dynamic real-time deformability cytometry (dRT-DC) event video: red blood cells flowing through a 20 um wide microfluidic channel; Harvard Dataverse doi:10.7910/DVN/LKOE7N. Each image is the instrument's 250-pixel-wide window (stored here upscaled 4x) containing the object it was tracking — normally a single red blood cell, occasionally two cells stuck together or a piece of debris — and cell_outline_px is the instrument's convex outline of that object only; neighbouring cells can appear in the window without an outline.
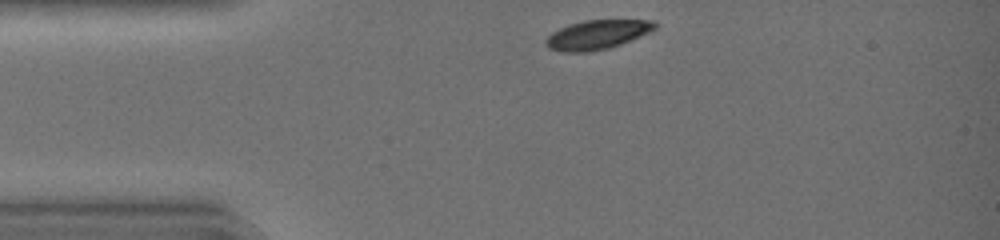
{"species": "common noctule bat (a hibernating species)", "species_latin": "Nyctalus noctula", "temperature_condition": "warm", "stored_images_in_passage": 30, "camera_frame_rate_fps": 3000, "um_per_image_px": 0.085, "animal": {"sex": "female", "body_mass_g": 19.0, "forearm_length_mm": 51.5}, "frame": {"image": 1, "passage_image": 1, "time_ms": 0.0, "image_size_px": [1000, 240], "cell_outline_px": [[656, 28], [640, 36], [620, 44], [608, 48], [588, 52], [564, 52], [548, 48], [544, 44], [544, 40], [552, 32], [568, 24], [584, 20], [652, 20], [656, 24]], "centroid_in_image_um": [50.7, 2.95], "position_along_channel_um": 34.3, "area_um2": 18.5}}
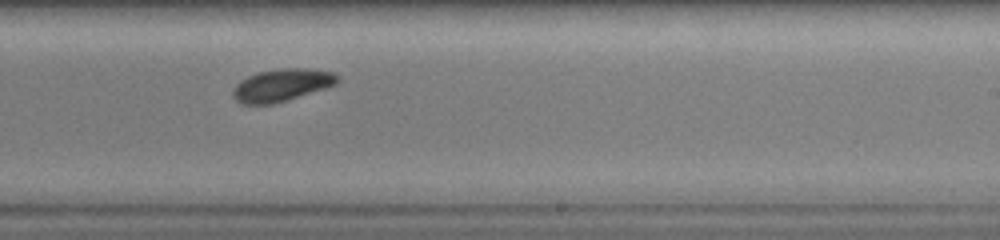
{"frame": {"image": 2, "passage_image": 19, "time_ms": 6.0, "image_size_px": [1000, 240], "cell_outline_px": [[340, 80], [336, 84], [328, 88], [288, 100], [272, 104], [244, 104], [236, 100], [232, 96], [232, 88], [240, 80], [248, 76], [260, 72], [284, 68], [308, 68], [332, 72], [340, 76]], "centroid_in_image_um": [23.98, 7.24], "position_along_channel_um": 265.0, "area_um2": 19.94}}
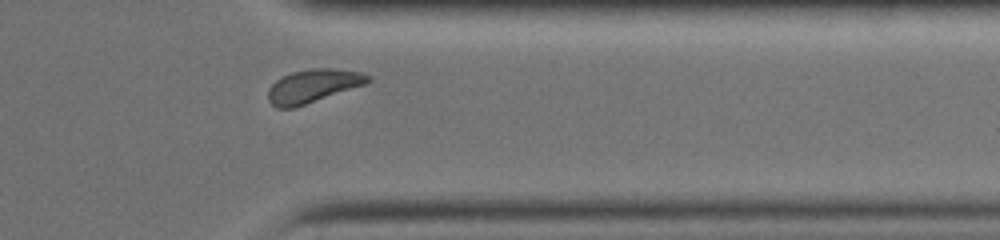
{"frame": {"image": 3, "passage_image": 27, "time_ms": 8.667, "image_size_px": [1000, 240], "cell_outline_px": [[372, 80], [364, 84], [292, 108], [276, 108], [268, 100], [268, 88], [280, 76], [292, 72], [308, 68], [332, 68], [360, 72], [372, 76]], "centroid_in_image_um": [26.57, 7.28], "position_along_channel_um": 384.8, "area_um2": 19.19}, "authors_computed_cell_mechanics": {"area_um2": 20.0566, "velocity_mm_per_s": 4.4372, "shape_relaxation_time_tau1_ms": 3.4284, "shape_relaxation_time_tau2_ms": null, "deformation_change_tau1": 0.1155, "deformation_change_tau2": null}}